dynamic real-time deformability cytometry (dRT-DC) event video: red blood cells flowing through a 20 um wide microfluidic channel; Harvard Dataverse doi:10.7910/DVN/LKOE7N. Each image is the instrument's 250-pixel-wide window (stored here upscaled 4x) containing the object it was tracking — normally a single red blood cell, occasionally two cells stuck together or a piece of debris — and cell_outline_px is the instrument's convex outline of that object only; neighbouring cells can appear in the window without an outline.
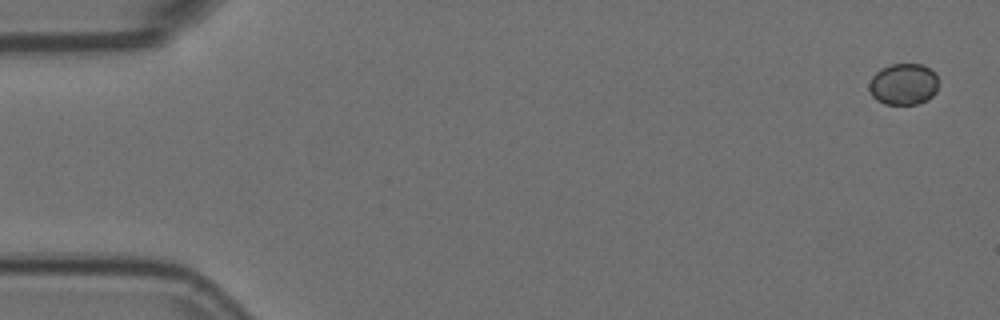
{"species": "Egyptian fruit bat (a non-hibernating species)", "species_latin": "Rousettus aegyptiacus", "temperature_condition": "room temperature", "stored_images_in_passage": 3, "camera_frame_rate_fps": 3000, "um_per_image_px": 0.085, "animal": {"sex": "female"}, "frame": {"image": 1, "passage_image": 1, "time_ms": 0.0, "image_size_px": [1000, 320], "cell_outline_px": [[936, 92], [928, 100], [916, 104], [884, 104], [876, 100], [872, 96], [868, 88], [868, 84], [872, 76], [880, 68], [892, 64], [920, 64], [928, 68], [936, 76]], "centroid_in_image_um": [76.74, 7.17], "position_along_channel_um": 8.3, "area_um2": 16.7}}